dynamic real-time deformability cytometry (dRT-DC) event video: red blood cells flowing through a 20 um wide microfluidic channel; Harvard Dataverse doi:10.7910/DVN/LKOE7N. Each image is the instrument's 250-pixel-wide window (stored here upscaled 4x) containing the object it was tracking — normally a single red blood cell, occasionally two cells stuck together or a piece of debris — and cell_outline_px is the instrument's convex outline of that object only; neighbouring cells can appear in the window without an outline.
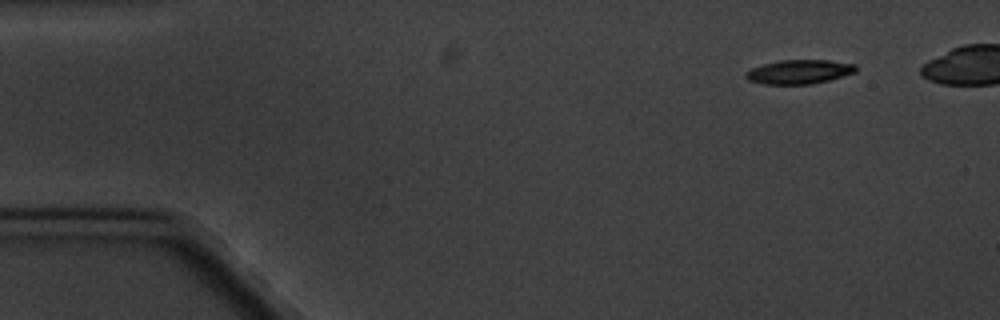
{"species": "common noctule bat (a hibernating species)", "species_latin": "Nyctalus noctula", "temperature_condition": "cold", "stored_images_in_passage": 5, "camera_frame_rate_fps": 3000, "um_per_image_px": 0.085, "animal": {"sex": "male", "body_mass_g": 20.1, "forearm_length_mm": 53.5}, "frame": {"image": 1, "passage_image": 1, "time_ms": 0.0, "image_size_px": [1000, 320], "cell_outline_px": [[856, 72], [828, 80], [812, 84], [764, 84], [748, 80], [744, 76], [744, 72], [752, 68], [764, 64], [780, 60], [828, 60], [856, 64]], "centroid_in_image_um": [67.91, 6.1], "position_along_channel_um": 17.1, "area_um2": 15.43}}